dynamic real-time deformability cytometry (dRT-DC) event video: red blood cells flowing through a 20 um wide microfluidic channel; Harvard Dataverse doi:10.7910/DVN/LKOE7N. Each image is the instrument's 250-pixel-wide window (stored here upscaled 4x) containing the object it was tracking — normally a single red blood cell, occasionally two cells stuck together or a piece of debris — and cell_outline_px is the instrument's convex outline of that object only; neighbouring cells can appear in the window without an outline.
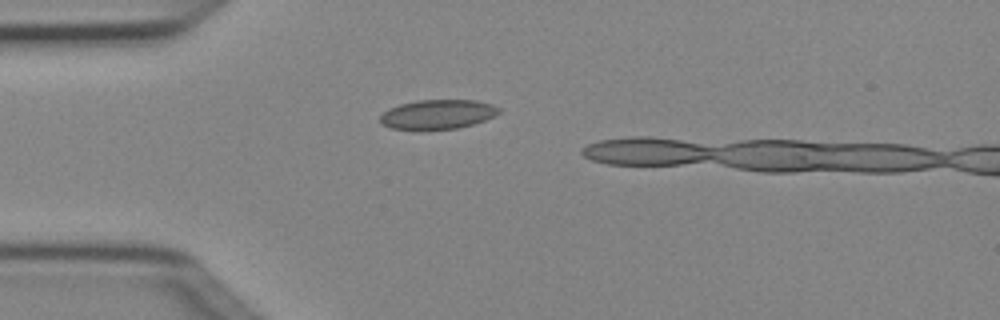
{"species": "Egyptian fruit bat (a non-hibernating species)", "species_latin": "Rousettus aegyptiacus", "temperature_condition": "cold", "stored_images_in_passage": 3, "camera_frame_rate_fps": 3000, "um_per_image_px": 0.085, "animal": {"sex": "female"}, "frame": {"image": 1, "passage_image": 3, "time_ms": 0.667, "image_size_px": [1000, 320], "cell_outline_px": [[500, 112], [484, 120], [472, 124], [456, 128], [392, 128], [380, 124], [380, 116], [388, 108], [400, 104], [420, 100], [476, 100], [492, 104], [500, 108]], "centroid_in_image_um": [37.2, 9.69], "position_along_channel_um": 47.8, "area_um2": 19.88}}